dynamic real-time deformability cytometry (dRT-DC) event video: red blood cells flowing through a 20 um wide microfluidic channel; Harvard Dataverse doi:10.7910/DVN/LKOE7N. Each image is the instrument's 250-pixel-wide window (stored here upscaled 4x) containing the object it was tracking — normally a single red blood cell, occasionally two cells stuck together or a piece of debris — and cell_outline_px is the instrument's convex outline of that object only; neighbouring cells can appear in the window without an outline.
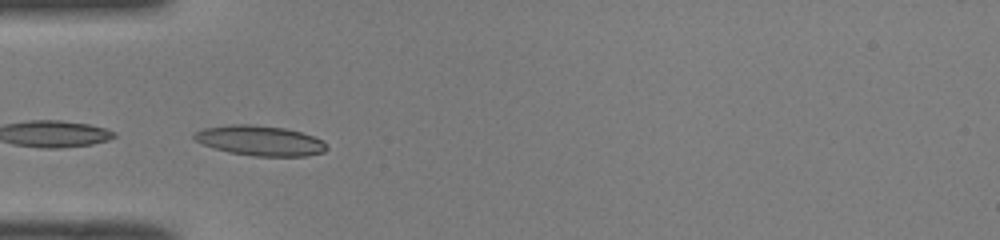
{"species": "common noctule bat (a hibernating species)", "species_latin": "Nyctalus noctula", "temperature_condition": "room temperature", "stored_images_in_passage": 45, "camera_frame_rate_fps": 3000, "um_per_image_px": 0.085, "animal": {"sex": "male", "body_mass_g": 19.0, "forearm_length_mm": 50.8}, "frame": {"image": 1, "passage_image": 11, "time_ms": 3.333, "image_size_px": [1000, 240], "cell_outline_px": [[328, 148], [324, 152], [304, 156], [252, 156], [228, 152], [204, 144], [196, 140], [192, 136], [196, 132], [204, 128], [232, 124], [252, 124], [284, 128], [300, 132], [324, 140], [328, 144]], "centroid_in_image_um": [22.14, 11.95], "position_along_channel_um": 62.9, "area_um2": 23.12}}
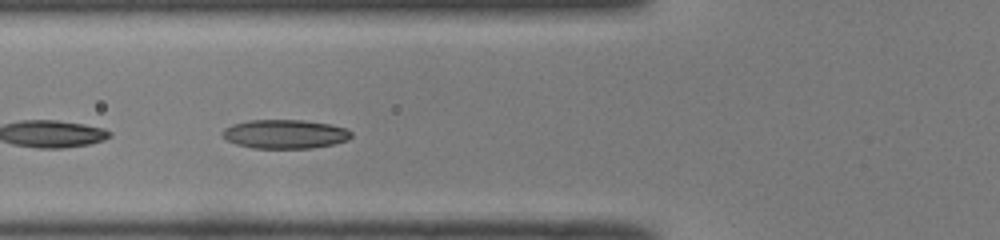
{"frame": {"image": 2, "passage_image": 14, "time_ms": 4.333, "image_size_px": [1000, 240], "cell_outline_px": [[352, 136], [348, 140], [332, 144], [312, 148], [252, 148], [236, 144], [220, 136], [220, 132], [224, 128], [232, 124], [248, 120], [304, 120], [328, 124], [344, 128], [352, 132]], "centroid_in_image_um": [24.17, 11.39], "position_along_channel_um": 101.6, "area_um2": 21.79}}
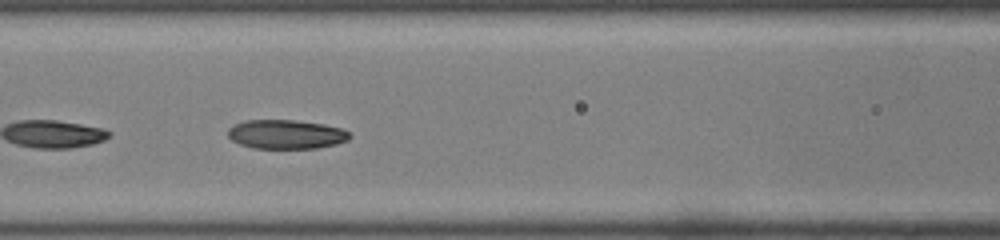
{"frame": {"image": 3, "passage_image": 17, "time_ms": 5.333, "image_size_px": [1000, 240], "cell_outline_px": [[352, 136], [348, 140], [336, 144], [316, 148], [252, 148], [240, 144], [232, 140], [228, 136], [228, 128], [232, 124], [244, 120], [292, 120], [324, 124], [344, 128]], "centroid_in_image_um": [24.31, 11.41], "position_along_channel_um": 142.3, "area_um2": 20.81}, "authors_computed_cell_mechanics": {"area_um2": 19.0162, "velocity_mm_per_s": 4.0682, "shape_relaxation_time_tau1_ms": null, "shape_relaxation_time_tau2_ms": 2.0879, "deformation_change_tau1": null, "deformation_change_tau2": 0.0672}}